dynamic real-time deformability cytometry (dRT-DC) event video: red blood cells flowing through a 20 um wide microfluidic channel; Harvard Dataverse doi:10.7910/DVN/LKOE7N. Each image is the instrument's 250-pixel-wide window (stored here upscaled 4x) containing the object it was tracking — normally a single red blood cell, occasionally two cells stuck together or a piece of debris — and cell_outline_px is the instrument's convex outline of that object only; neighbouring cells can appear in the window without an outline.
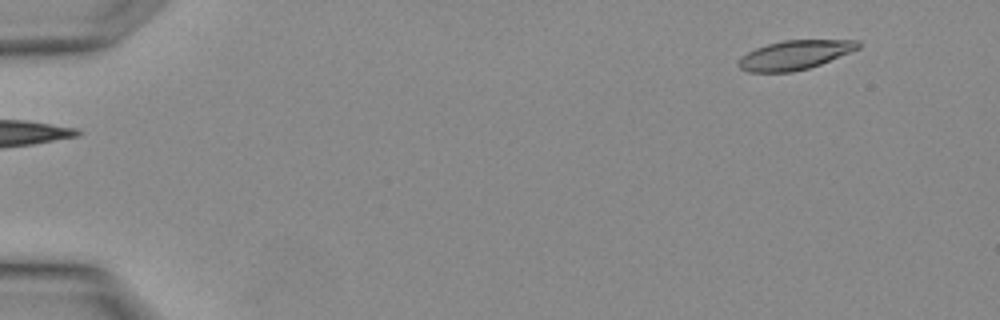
{"species": "Egyptian fruit bat (a non-hibernating species)", "species_latin": "Rousettus aegyptiacus", "temperature_condition": "warm", "stored_images_in_passage": 2, "segment_of_instrument_passage": [2, 2], "camera_frame_rate_fps": 3000, "um_per_image_px": 0.085, "animal": {"sex": "female"}, "frame": {"image": 1, "passage_image": 2, "time_ms": 0.333, "image_size_px": [1000, 320], "cell_outline_px": [[860, 48], [852, 52], [820, 64], [808, 68], [792, 72], [748, 72], [740, 68], [736, 64], [740, 56], [756, 48], [768, 44], [784, 40], [860, 40]], "centroid_in_image_um": [67.55, 4.67], "position_along_channel_um": 17.4, "area_um2": 20.4}}